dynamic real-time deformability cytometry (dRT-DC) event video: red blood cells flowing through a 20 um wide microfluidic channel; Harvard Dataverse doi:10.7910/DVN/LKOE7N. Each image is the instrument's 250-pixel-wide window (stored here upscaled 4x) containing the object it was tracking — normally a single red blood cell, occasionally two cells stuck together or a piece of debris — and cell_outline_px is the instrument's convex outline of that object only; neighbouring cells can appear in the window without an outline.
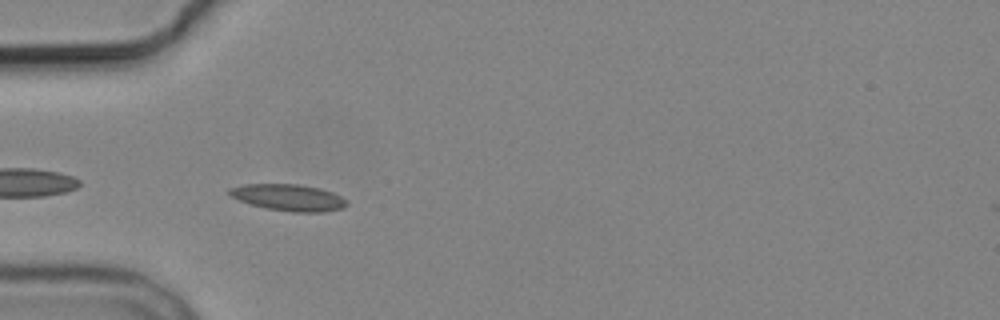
{"species": "common noctule bat (a hibernating species)", "species_latin": "Nyctalus noctula", "temperature_condition": "cold", "stored_images_in_passage": 6, "camera_frame_rate_fps": 3000, "um_per_image_px": 0.085, "animal": {"sex": "male", "body_mass_g": 19.2, "forearm_length_mm": 51.8}, "frame": {"image": 1, "passage_image": 5, "time_ms": 5.667, "image_size_px": [1000, 320], "cell_outline_px": [[348, 204], [344, 208], [324, 212], [292, 212], [268, 208], [252, 204], [240, 200], [232, 196], [228, 192], [228, 188], [244, 184], [296, 184], [320, 188], [332, 192], [348, 200]], "centroid_in_image_um": [24.57, 16.78], "position_along_channel_um": 60.4, "area_um2": 18.09}}